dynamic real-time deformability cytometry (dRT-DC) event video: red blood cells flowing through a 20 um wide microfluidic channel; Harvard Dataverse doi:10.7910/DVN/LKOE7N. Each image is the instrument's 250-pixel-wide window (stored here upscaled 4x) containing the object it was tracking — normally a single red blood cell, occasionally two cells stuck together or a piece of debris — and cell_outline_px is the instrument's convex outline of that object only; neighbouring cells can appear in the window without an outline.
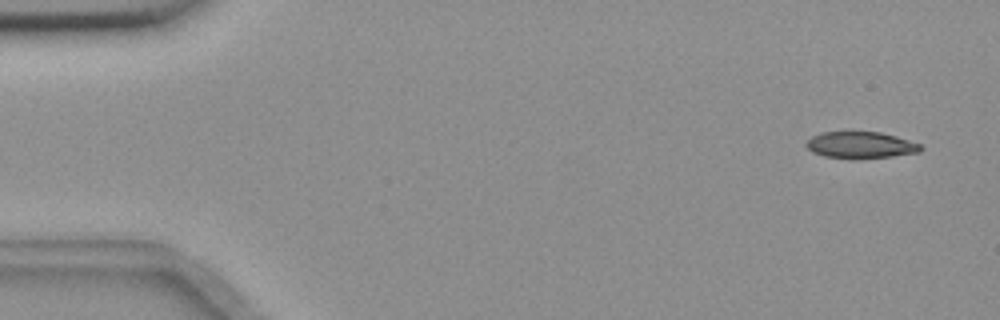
{"species": "common noctule bat (a hibernating species)", "species_latin": "Nyctalus noctula", "temperature_condition": "room temperature", "stored_images_in_passage": 56, "camera_frame_rate_fps": 3000, "um_per_image_px": 0.085, "animal": {"sex": "female", "body_mass_g": 18.4}, "frame": {"image": 1, "passage_image": 3, "time_ms": 0.667, "image_size_px": [1000, 320], "cell_outline_px": [[924, 148], [920, 152], [892, 156], [852, 160], [824, 156], [812, 152], [804, 144], [812, 136], [820, 132], [880, 132], [896, 136], [920, 144]], "centroid_in_image_um": [73.14, 12.34], "position_along_channel_um": 11.9, "area_um2": 17.98}}
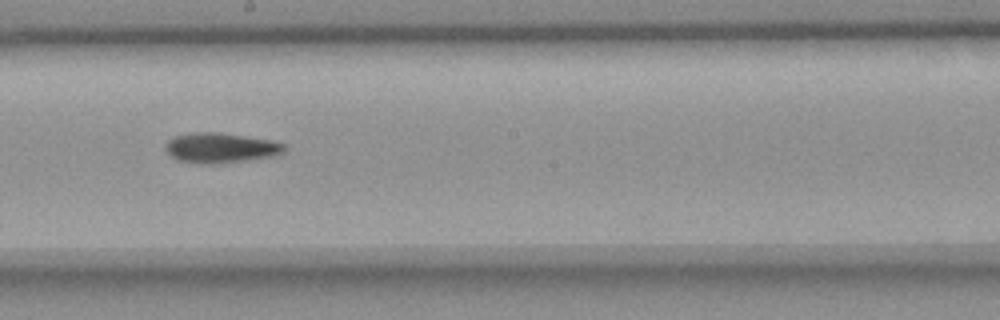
{"frame": {"image": 2, "passage_image": 31, "time_ms": 10.0, "image_size_px": [1000, 320], "cell_outline_px": [[288, 144], [284, 152], [276, 156], [248, 160], [212, 164], [200, 164], [180, 160], [172, 156], [164, 148], [168, 140], [172, 136], [192, 132], [216, 132], [272, 140]], "centroid_in_image_um": [18.79, 12.56], "position_along_channel_um": 229.4, "area_um2": 20.98}}
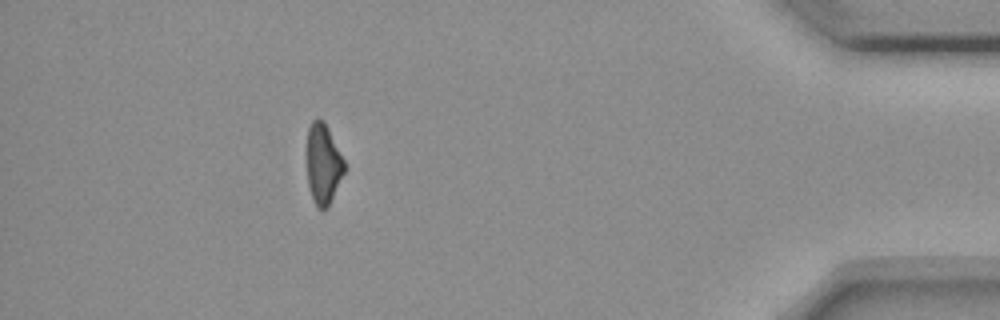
{"frame": {"image": 3, "passage_image": 50, "time_ms": 16.333, "image_size_px": [1000, 320], "cell_outline_px": [[344, 172], [328, 208], [316, 208], [312, 200], [308, 184], [308, 128], [312, 120], [316, 116], [324, 120], [344, 160]], "centroid_in_image_um": [27.47, 13.93], "position_along_channel_um": 407.7, "area_um2": 17.4}}